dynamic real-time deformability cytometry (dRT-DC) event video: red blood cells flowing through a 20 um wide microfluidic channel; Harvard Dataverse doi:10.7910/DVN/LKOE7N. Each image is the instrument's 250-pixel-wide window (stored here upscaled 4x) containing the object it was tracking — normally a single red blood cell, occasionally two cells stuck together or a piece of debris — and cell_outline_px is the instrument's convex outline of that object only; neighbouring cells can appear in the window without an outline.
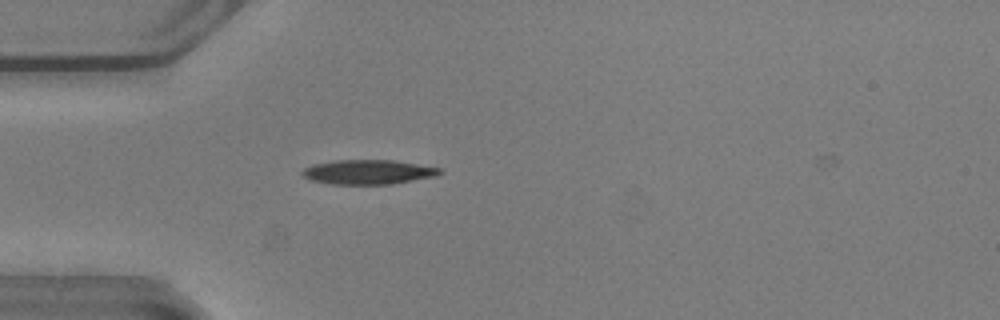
{"species": "common noctule bat (a hibernating species)", "species_latin": "Nyctalus noctula", "temperature_condition": "warm", "stored_images_in_passage": 37, "camera_frame_rate_fps": 3000, "um_per_image_px": 0.085, "animal": {"sex": "male", "body_mass_g": 20.5, "forearm_length_mm": 52.5}, "frame": {"image": 1, "passage_image": 1, "time_ms": 0.0, "image_size_px": [1000, 320], "cell_outline_px": [[444, 172], [436, 176], [392, 184], [332, 184], [312, 180], [304, 176], [300, 172], [304, 168], [312, 164], [336, 160], [392, 160], [444, 168]], "centroid_in_image_um": [31.34, 14.61], "position_along_channel_um": 53.7, "area_um2": 19.71}}
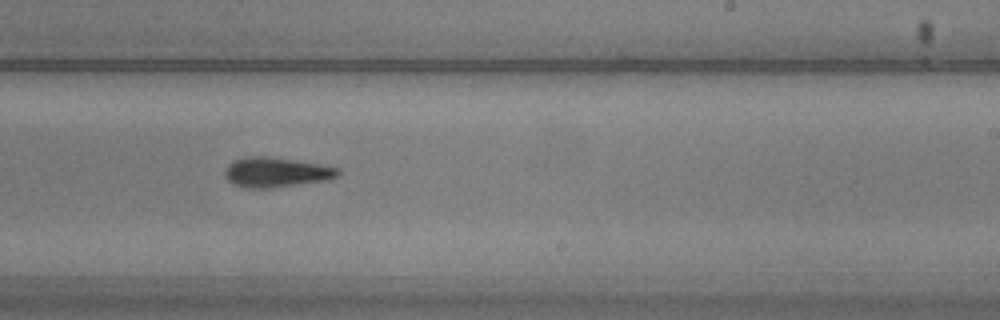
{"frame": {"image": 2, "passage_image": 18, "time_ms": 5.667, "image_size_px": [1000, 320], "cell_outline_px": [[340, 172], [336, 176], [328, 180], [268, 188], [248, 188], [232, 184], [224, 176], [224, 172], [228, 164], [232, 160], [244, 156], [268, 156], [320, 164], [340, 168]], "centroid_in_image_um": [23.43, 14.63], "position_along_channel_um": 265.6, "area_um2": 19.77}}
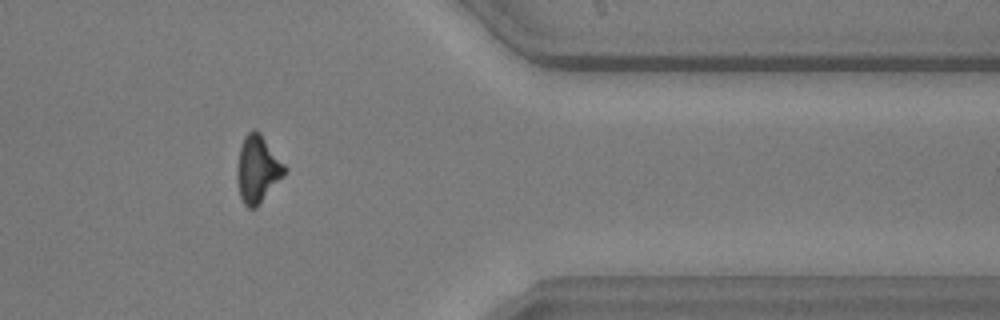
{"frame": {"image": 3, "passage_image": 29, "time_ms": 9.333, "image_size_px": [1000, 320], "cell_outline_px": [[288, 172], [256, 208], [248, 208], [244, 204], [240, 196], [236, 180], [236, 168], [240, 148], [244, 136], [252, 128], [256, 128], [260, 132], [288, 168]], "centroid_in_image_um": [21.91, 14.37], "position_along_channel_um": 389.5, "area_um2": 19.02}}